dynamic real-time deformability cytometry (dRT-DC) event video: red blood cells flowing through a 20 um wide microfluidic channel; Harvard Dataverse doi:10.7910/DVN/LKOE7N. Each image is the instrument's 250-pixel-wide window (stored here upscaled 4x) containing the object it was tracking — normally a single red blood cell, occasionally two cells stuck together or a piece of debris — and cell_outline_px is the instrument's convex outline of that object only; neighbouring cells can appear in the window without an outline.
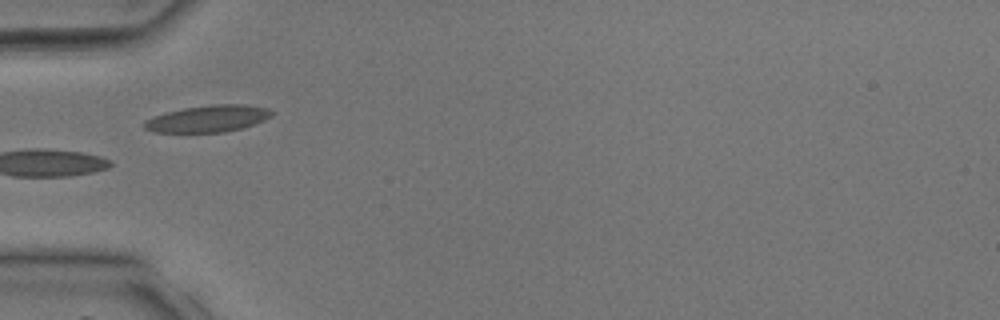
{"species": "common noctule bat (a hibernating species)", "species_latin": "Nyctalus noctula", "temperature_condition": "room temperature", "stored_images_in_passage": 25, "camera_frame_rate_fps": 3000, "um_per_image_px": 0.085, "animal": {"sex": "male", "body_mass_g": 17.9, "forearm_length_mm": 54.2}, "frame": {"image": 1, "passage_image": 1, "time_ms": 0.0, "image_size_px": [1000, 320], "cell_outline_px": [[272, 116], [264, 120], [240, 128], [224, 132], [152, 132], [144, 128], [144, 120], [152, 116], [184, 108], [216, 104], [244, 104], [268, 108], [272, 112]], "centroid_in_image_um": [17.65, 10.08], "position_along_channel_um": 67.3, "area_um2": 19.71}}